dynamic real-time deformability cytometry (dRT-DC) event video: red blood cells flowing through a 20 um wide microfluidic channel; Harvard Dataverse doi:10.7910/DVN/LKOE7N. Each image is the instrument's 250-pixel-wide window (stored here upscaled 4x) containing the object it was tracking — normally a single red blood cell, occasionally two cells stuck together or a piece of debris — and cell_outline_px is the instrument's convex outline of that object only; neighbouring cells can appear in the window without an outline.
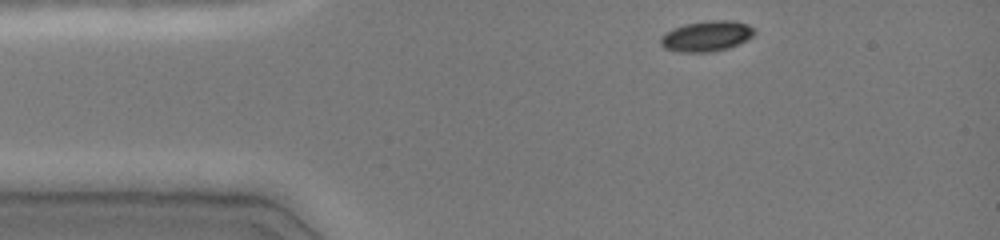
{"species": "common noctule bat (a hibernating species)", "species_latin": "Nyctalus noctula", "temperature_condition": "cold", "stored_images_in_passage": 36, "camera_frame_rate_fps": 3000, "um_per_image_px": 0.085, "animal": {"sex": "female", "body_mass_g": 19.0, "forearm_length_mm": 51.5}, "frame": {"image": 1, "passage_image": 1, "time_ms": 0.0, "image_size_px": [1000, 240], "cell_outline_px": [[756, 32], [752, 36], [728, 48], [712, 52], [680, 52], [664, 48], [660, 44], [660, 36], [664, 32], [672, 28], [684, 24], [712, 20], [732, 20], [748, 24], [756, 28]], "centroid_in_image_um": [60.03, 3.06], "position_along_channel_um": 25.0, "area_um2": 16.82}}
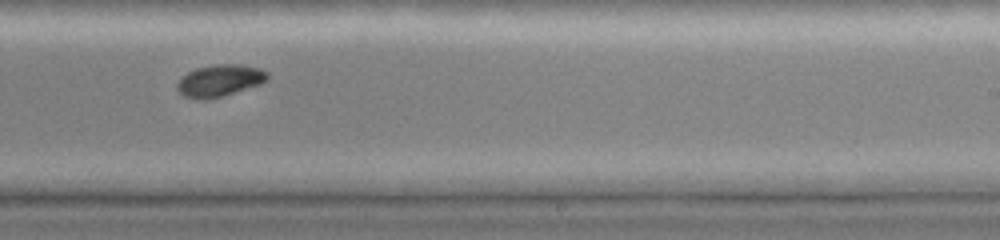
{"frame": {"image": 2, "passage_image": 23, "time_ms": 7.333, "image_size_px": [1000, 240], "cell_outline_px": [[268, 80], [260, 84], [224, 96], [204, 100], [196, 100], [184, 96], [176, 88], [176, 84], [188, 72], [196, 68], [216, 64], [240, 64], [260, 68], [268, 72]], "centroid_in_image_um": [18.69, 6.86], "position_along_channel_um": 270.3, "area_um2": 16.88}}
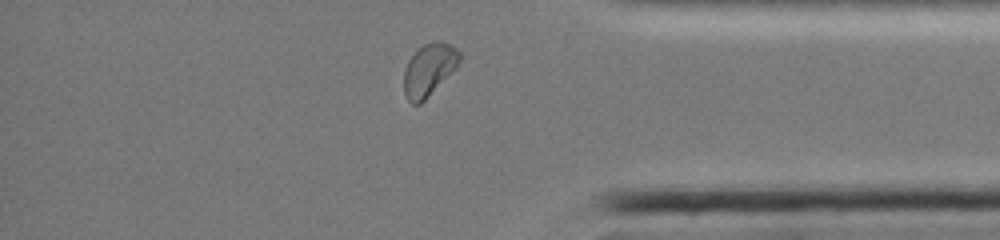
{"frame": {"image": 3, "passage_image": 33, "time_ms": 10.667, "image_size_px": [1000, 240], "cell_outline_px": [[460, 60], [456, 68], [420, 104], [412, 104], [408, 100], [404, 92], [404, 68], [408, 60], [424, 44], [432, 40], [440, 40], [448, 44], [460, 52]], "centroid_in_image_um": [36.45, 5.91], "position_along_channel_um": 398.7, "area_um2": 16.76}, "authors_computed_cell_mechanics": {"area_um2": 16.8487, "velocity_mm_per_s": 4.0389, "shape_relaxation_time_tau1_ms": 1.834, "shape_relaxation_time_tau2_ms": null, "deformation_change_tau1": 0.087, "deformation_change_tau2": null}}